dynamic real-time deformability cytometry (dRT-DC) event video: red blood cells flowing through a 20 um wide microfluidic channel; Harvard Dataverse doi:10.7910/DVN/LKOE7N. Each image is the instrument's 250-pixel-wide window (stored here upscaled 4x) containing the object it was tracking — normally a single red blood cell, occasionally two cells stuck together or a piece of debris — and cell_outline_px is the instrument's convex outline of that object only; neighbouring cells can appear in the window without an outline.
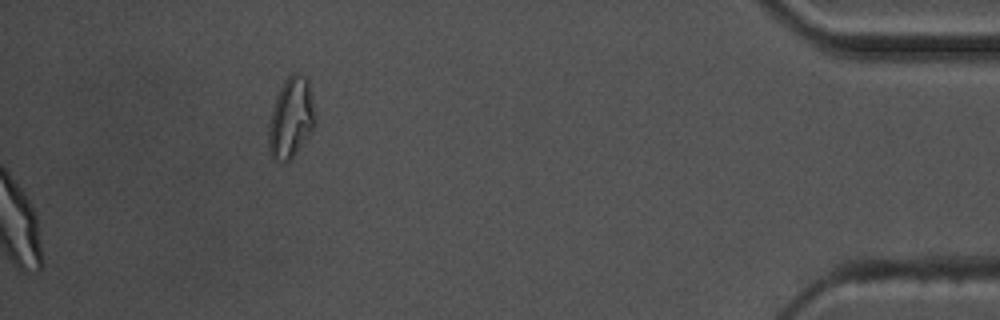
{"species": "common noctule bat (a hibernating species)", "species_latin": "Nyctalus noctula", "temperature_condition": "warm", "stored_images_in_passage": 59, "segment_of_instrument_passage": [2, 2], "camera_frame_rate_fps": 3000, "um_per_image_px": 0.085, "animal": {"sex": "male", "body_mass_g": 17.5, "forearm_length_mm": 52.3}, "frame": {"image": 1, "passage_image": 59, "time_ms": 19.333, "image_size_px": [1000, 320], "cell_outline_px": [[316, 124], [308, 136], [296, 152], [288, 160], [276, 160], [268, 152], [268, 128], [272, 108], [276, 96], [284, 80], [292, 72], [296, 72], [308, 76], [316, 112]], "centroid_in_image_um": [24.76, 9.95], "position_along_channel_um": 410.4, "area_um2": 22.14}}